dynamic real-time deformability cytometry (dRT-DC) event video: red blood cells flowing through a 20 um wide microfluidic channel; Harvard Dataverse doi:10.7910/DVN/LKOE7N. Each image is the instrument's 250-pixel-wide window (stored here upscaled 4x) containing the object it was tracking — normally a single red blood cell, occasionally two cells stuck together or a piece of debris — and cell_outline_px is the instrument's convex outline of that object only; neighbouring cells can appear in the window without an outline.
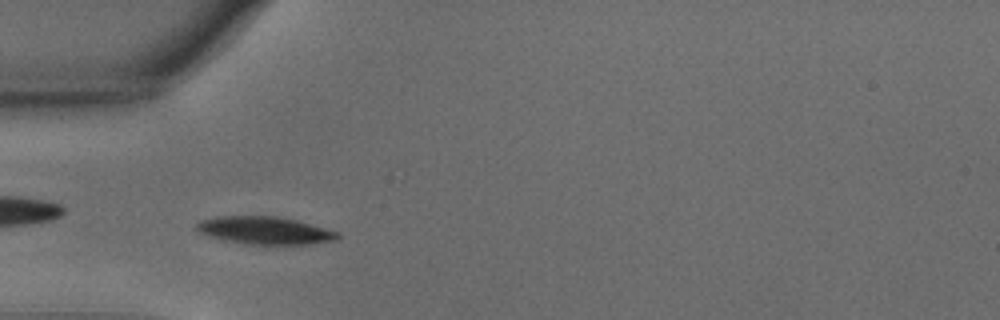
{"species": "common noctule bat (a hibernating species)", "species_latin": "Nyctalus noctula", "temperature_condition": "warm", "stored_images_in_passage": 42, "camera_frame_rate_fps": 3000, "um_per_image_px": 0.085, "animal": {"sex": "male", "body_mass_g": 15.6}, "frame": {"image": 1, "passage_image": 12, "time_ms": 3.667, "image_size_px": [1000, 320], "cell_outline_px": [[340, 240], [308, 244], [248, 244], [224, 240], [200, 232], [196, 228], [196, 224], [200, 220], [216, 216], [280, 216], [296, 220], [340, 232]], "centroid_in_image_um": [22.56, 19.58], "position_along_channel_um": 62.4, "area_um2": 22.72}}
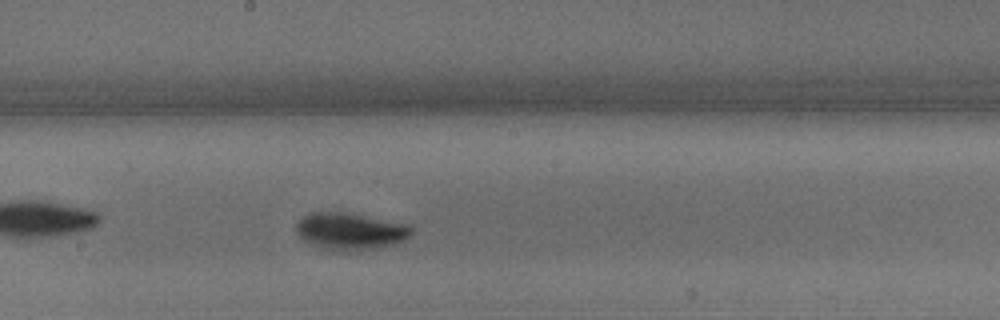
{"frame": {"image": 2, "passage_image": 25, "time_ms": 8.0, "image_size_px": [1000, 320], "cell_outline_px": [[412, 236], [404, 240], [392, 244], [356, 252], [348, 252], [324, 248], [304, 240], [296, 232], [296, 224], [304, 216], [312, 212], [340, 212], [408, 224], [412, 228]], "centroid_in_image_um": [29.79, 19.67], "position_along_channel_um": 218.4, "area_um2": 24.45}}
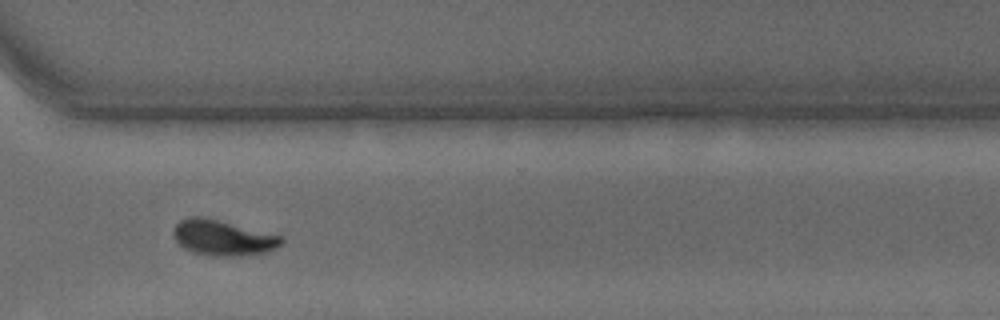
{"frame": {"image": 3, "passage_image": 36, "time_ms": 11.667, "image_size_px": [1000, 320], "cell_outline_px": [[284, 240], [276, 248], [268, 252], [236, 256], [212, 256], [192, 252], [184, 248], [172, 236], [172, 228], [180, 220], [192, 216], [200, 216], [284, 236]], "centroid_in_image_um": [18.93, 20.22], "position_along_channel_um": 351.7, "area_um2": 22.31}, "authors_computed_cell_mechanics": {"area_um2": 22.3397, "velocity_mm_per_s": 3.6351, "shape_relaxation_time_tau1_ms": 1.9, "shape_relaxation_time_tau2_ms": 2.181, "deformation_change_tau1": 0.1197, "deformation_change_tau2": 0.0535}}